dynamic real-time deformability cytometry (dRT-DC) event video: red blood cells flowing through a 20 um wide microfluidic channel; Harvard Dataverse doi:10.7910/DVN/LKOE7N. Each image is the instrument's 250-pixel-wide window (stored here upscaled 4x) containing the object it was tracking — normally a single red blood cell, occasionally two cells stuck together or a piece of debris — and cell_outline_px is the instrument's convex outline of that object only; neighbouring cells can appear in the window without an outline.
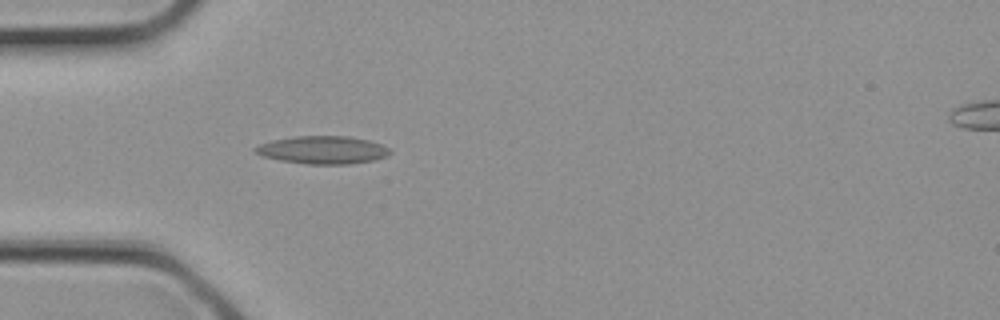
{"species": "common noctule bat (a hibernating species)", "species_latin": "Nyctalus noctula", "temperature_condition": "cold", "stored_images_in_passage": 3, "segment_of_instrument_passage": [1, 2], "camera_frame_rate_fps": 3000, "um_per_image_px": 0.085, "animal": {"sex": "female", "body_mass_g": 21.9}, "frame": {"image": 1, "passage_image": 2, "time_ms": 0.333, "image_size_px": [1000, 320], "cell_outline_px": [[392, 152], [388, 156], [372, 160], [348, 164], [308, 164], [280, 160], [264, 156], [256, 152], [252, 148], [260, 144], [272, 140], [296, 136], [348, 136], [368, 140], [380, 144], [388, 148]], "centroid_in_image_um": [27.44, 12.74], "position_along_channel_um": 57.6, "area_um2": 21.68}}